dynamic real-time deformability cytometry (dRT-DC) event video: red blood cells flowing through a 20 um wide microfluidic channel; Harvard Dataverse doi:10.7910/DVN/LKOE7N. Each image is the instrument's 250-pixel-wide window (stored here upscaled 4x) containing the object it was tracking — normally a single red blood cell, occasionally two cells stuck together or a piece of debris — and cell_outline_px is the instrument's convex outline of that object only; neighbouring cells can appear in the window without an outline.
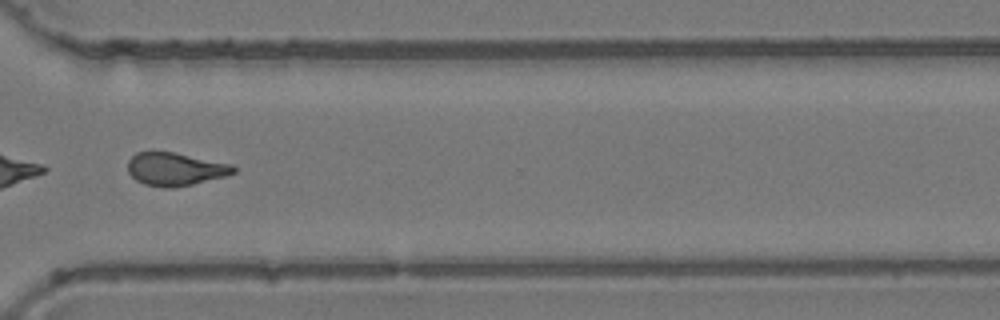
{"species": "common noctule bat (a hibernating species)", "species_latin": "Nyctalus noctula", "temperature_condition": "room temperature", "stored_images_in_passage": 51, "camera_frame_rate_fps": 3000, "um_per_image_px": 0.085, "animal": {"sex": "female", "body_mass_g": 24.6, "forearm_length_mm": 56.2}, "frame": {"image": 1, "passage_image": 37, "time_ms": 12.0, "image_size_px": [1000, 320], "cell_outline_px": [[236, 172], [224, 176], [192, 184], [172, 188], [164, 188], [144, 184], [136, 180], [128, 172], [128, 160], [136, 152], [172, 152], [232, 164], [236, 168]], "centroid_in_image_um": [14.88, 14.38], "position_along_channel_um": 355.7, "area_um2": 20.17}, "authors_computed_cell_mechanics": {"area_um2": 20.4612, "velocity_mm_per_s": 3.8522, "shape_relaxation_time_tau1_ms": null, "shape_relaxation_time_tau2_ms": 2.2186, "deformation_change_tau1": null, "deformation_change_tau2": 0.0957}}